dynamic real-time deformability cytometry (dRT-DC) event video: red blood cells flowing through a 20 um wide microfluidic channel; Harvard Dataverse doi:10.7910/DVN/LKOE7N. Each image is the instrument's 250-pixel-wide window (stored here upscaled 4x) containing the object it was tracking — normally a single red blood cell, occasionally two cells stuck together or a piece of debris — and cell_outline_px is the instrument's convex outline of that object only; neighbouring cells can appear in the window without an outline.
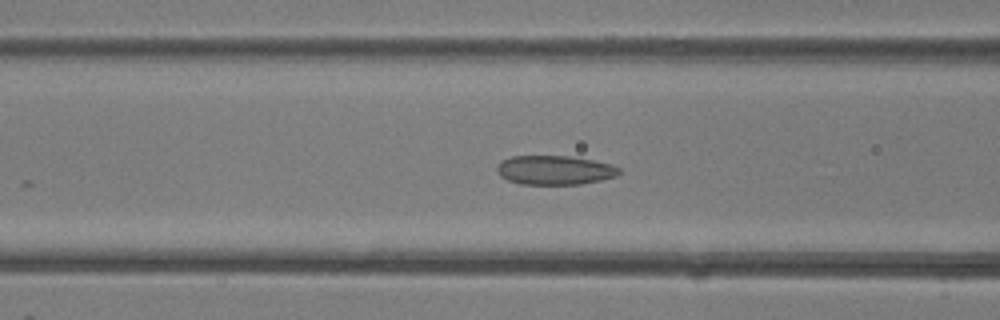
{"species": "common noctule bat (a hibernating species)", "species_latin": "Nyctalus noctula", "temperature_condition": "room temperature", "stored_images_in_passage": 36, "camera_frame_rate_fps": 3000, "um_per_image_px": 0.085, "animal": {"sex": "female"}, "frame": {"image": 1, "passage_image": 11, "time_ms": 3.333, "image_size_px": [1000, 320], "cell_outline_px": [[620, 172], [616, 176], [600, 180], [580, 184], [520, 184], [508, 180], [500, 176], [496, 172], [496, 168], [504, 160], [512, 156], [568, 156], [592, 160], [612, 164], [620, 168]], "centroid_in_image_um": [47.15, 14.46], "position_along_channel_um": 119.4, "area_um2": 20.63}}
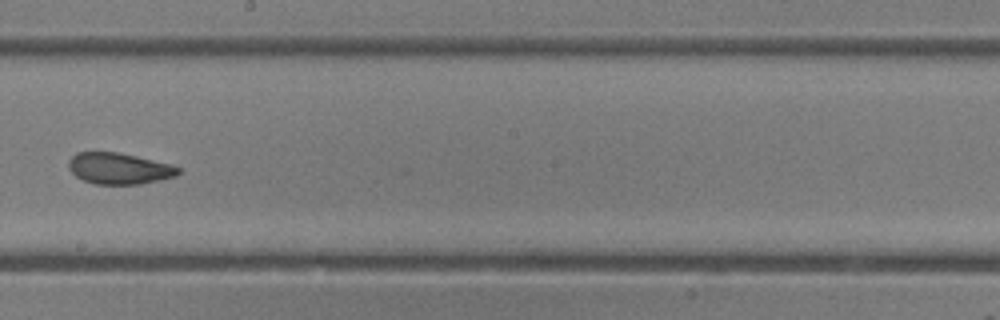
{"frame": {"image": 2, "passage_image": 18, "time_ms": 5.667, "image_size_px": [1000, 320], "cell_outline_px": [[180, 172], [176, 176], [160, 180], [140, 184], [96, 184], [84, 180], [76, 176], [68, 168], [68, 160], [76, 152], [120, 152], [172, 164], [180, 168]], "centroid_in_image_um": [10.13, 14.31], "position_along_channel_um": 238.1, "area_um2": 20.11}}
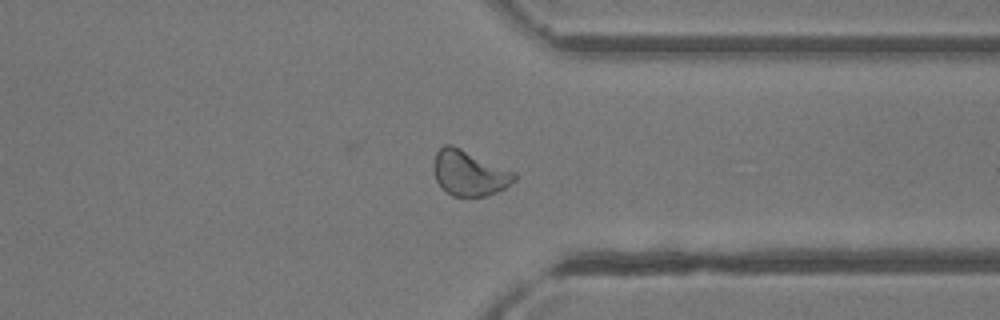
{"frame": {"image": 3, "passage_image": 26, "time_ms": 8.333, "image_size_px": [1000, 320], "cell_outline_px": [[520, 176], [516, 180], [504, 188], [488, 196], [452, 196], [436, 180], [432, 168], [432, 164], [436, 152], [444, 144], [452, 144], [516, 172]], "centroid_in_image_um": [39.9, 14.69], "position_along_channel_um": 371.5, "area_um2": 21.5}}